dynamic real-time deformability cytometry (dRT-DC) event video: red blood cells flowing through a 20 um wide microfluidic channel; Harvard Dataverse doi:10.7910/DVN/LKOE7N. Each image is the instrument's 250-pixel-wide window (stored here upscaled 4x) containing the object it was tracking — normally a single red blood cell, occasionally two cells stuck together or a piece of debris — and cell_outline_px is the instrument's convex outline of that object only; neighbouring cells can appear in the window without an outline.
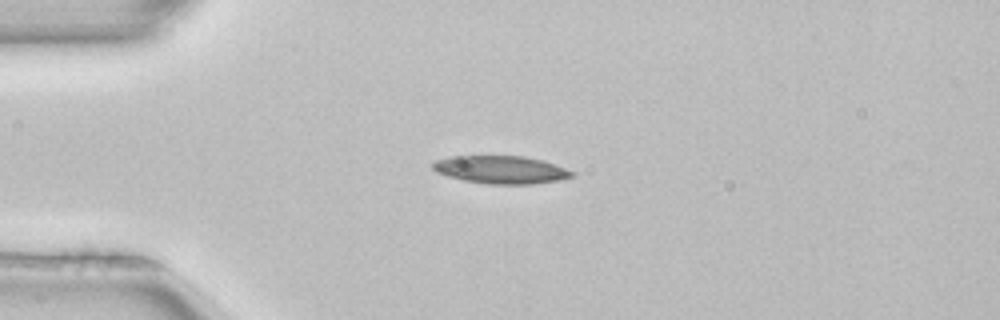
{"species": "common noctule bat (a hibernating species)", "species_latin": "Nyctalus noctula", "temperature_condition": "room temperature", "stored_images_in_passage": 2, "camera_frame_rate_fps": 3000, "um_per_image_px": 0.085, "animal": {"sex": "female", "body_mass_g": 22.7, "forearm_length_mm": 54.2}, "frame": {"image": 1, "passage_image": 1, "time_ms": 0.0, "image_size_px": [1000, 320], "cell_outline_px": [[576, 176], [556, 180], [532, 184], [488, 184], [464, 180], [448, 176], [436, 172], [432, 168], [432, 164], [436, 160], [452, 156], [524, 156], [540, 160], [576, 172]], "centroid_in_image_um": [42.56, 14.42], "position_along_channel_um": 42.4, "area_um2": 22.37}}